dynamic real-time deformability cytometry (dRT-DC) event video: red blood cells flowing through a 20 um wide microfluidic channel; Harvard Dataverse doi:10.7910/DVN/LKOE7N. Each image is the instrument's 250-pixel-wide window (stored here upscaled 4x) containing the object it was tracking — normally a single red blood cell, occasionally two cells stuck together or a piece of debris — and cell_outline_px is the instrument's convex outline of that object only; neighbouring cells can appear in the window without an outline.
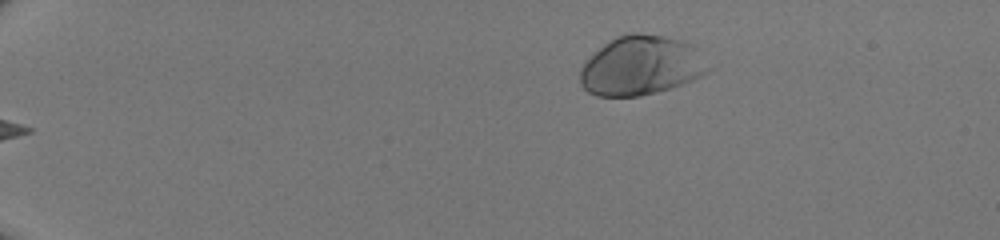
{"species": "human", "species_latin": "Homo sapiens", "temperature_condition": "room temperature", "stored_images_in_passage": 41, "camera_frame_rate_fps": 3000, "um_per_image_px": 0.085, "donor": {"sex": "male"}, "frame": {"image": 1, "passage_image": 1, "time_ms": 0.0, "image_size_px": [1000, 240], "cell_outline_px": [[712, 68], [708, 72], [692, 80], [672, 88], [640, 96], [596, 96], [588, 92], [580, 84], [580, 68], [604, 44], [616, 36], [632, 32], [640, 32], [664, 36], [680, 40], [696, 48]], "centroid_in_image_um": [54.5, 5.58], "position_along_channel_um": 30.5, "area_um2": 44.22}}
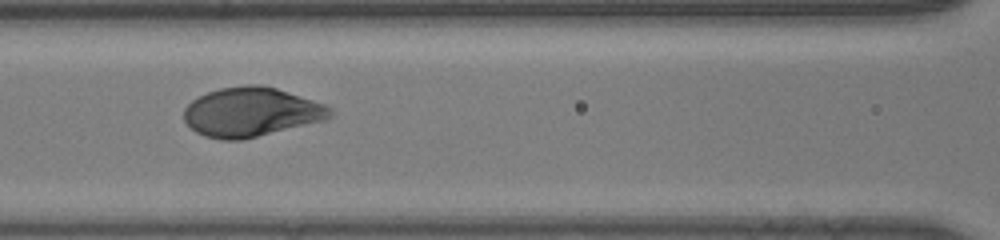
{"frame": {"image": 2, "passage_image": 17, "time_ms": 5.333, "image_size_px": [1000, 240], "cell_outline_px": [[332, 116], [324, 120], [240, 140], [220, 140], [204, 136], [196, 132], [184, 120], [184, 108], [192, 100], [208, 92], [220, 88], [244, 84], [260, 84], [276, 88], [324, 104], [332, 108]], "centroid_in_image_um": [21.32, 9.52], "position_along_channel_um": 145.3, "area_um2": 41.67}}
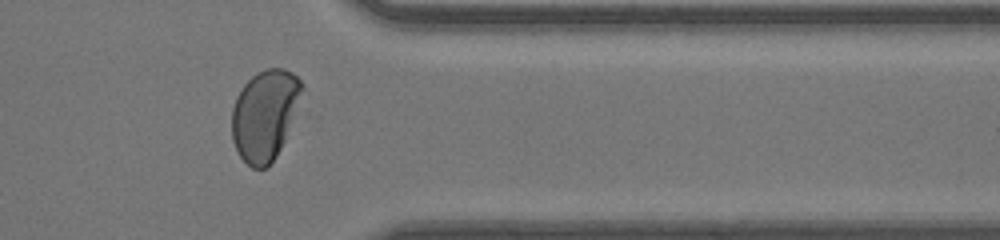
{"frame": {"image": 3, "passage_image": 34, "time_ms": 11.0, "image_size_px": [1000, 240], "cell_outline_px": [[304, 88], [284, 140], [276, 156], [268, 168], [252, 168], [240, 156], [232, 140], [232, 108], [236, 96], [244, 84], [256, 72], [268, 68], [284, 68], [292, 72], [300, 80]], "centroid_in_image_um": [22.49, 9.75], "position_along_channel_um": 388.9, "area_um2": 36.7}}